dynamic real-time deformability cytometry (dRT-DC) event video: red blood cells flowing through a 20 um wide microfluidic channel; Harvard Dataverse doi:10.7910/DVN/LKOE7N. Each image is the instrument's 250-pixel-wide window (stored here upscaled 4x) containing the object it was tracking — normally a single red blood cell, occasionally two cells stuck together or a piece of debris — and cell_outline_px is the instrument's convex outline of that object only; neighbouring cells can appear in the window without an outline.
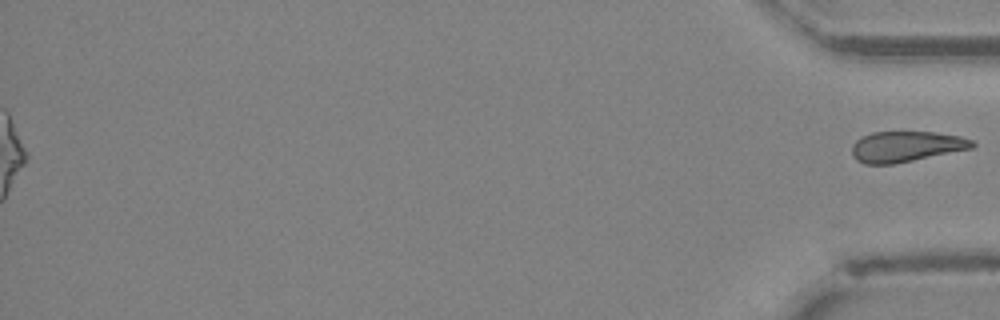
{"species": "Egyptian fruit bat (a non-hibernating species)", "species_latin": "Rousettus aegyptiacus", "temperature_condition": "cold", "stored_images_in_passage": 51, "segment_of_instrument_passage": [2, 2], "camera_frame_rate_fps": 3000, "um_per_image_px": 0.085, "animal": {"sex": "female"}, "frame": {"image": 1, "passage_image": 51, "time_ms": 16.667, "image_size_px": [1000, 320], "cell_outline_px": [[976, 144], [972, 148], [892, 164], [864, 164], [856, 160], [852, 156], [852, 144], [860, 136], [872, 132], [936, 132], [960, 136], [972, 140]], "centroid_in_image_um": [76.97, 12.45], "position_along_channel_um": 358.2, "area_um2": 21.44}}